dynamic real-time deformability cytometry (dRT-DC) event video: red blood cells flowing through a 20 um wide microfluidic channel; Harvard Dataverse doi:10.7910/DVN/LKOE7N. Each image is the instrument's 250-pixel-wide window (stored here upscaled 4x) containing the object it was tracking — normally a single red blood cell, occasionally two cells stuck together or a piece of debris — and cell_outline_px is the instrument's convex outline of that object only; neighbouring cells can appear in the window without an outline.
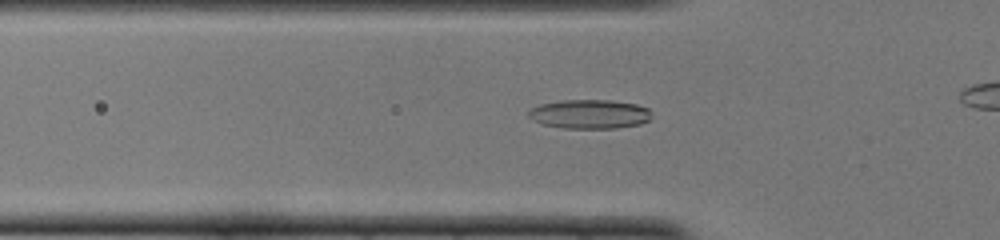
{"species": "common noctule bat (a hibernating species)", "species_latin": "Nyctalus noctula", "temperature_condition": "cold", "stored_images_in_passage": 40, "camera_frame_rate_fps": 3000, "um_per_image_px": 0.085, "animal": {"sex": "female", "body_mass_g": 22.0, "forearm_length_mm": 56.7}, "frame": {"image": 1, "passage_image": 16, "time_ms": 5.0, "image_size_px": [1000, 240], "cell_outline_px": [[652, 120], [640, 124], [616, 128], [564, 128], [544, 124], [532, 120], [528, 116], [528, 108], [540, 104], [564, 100], [608, 100], [636, 104], [648, 108], [652, 112]], "centroid_in_image_um": [50.14, 9.7], "position_along_channel_um": 75.7, "area_um2": 21.04}}
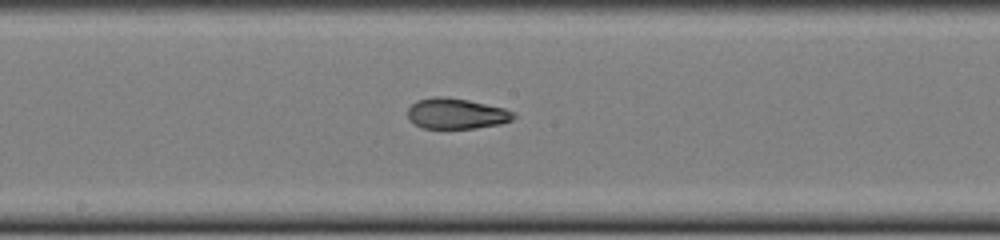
{"frame": {"image": 2, "passage_image": 26, "time_ms": 8.333, "image_size_px": [1000, 240], "cell_outline_px": [[516, 116], [512, 120], [500, 124], [476, 128], [420, 128], [408, 120], [408, 108], [416, 100], [432, 96], [448, 96], [468, 100], [504, 108], [516, 112]], "centroid_in_image_um": [38.77, 9.65], "position_along_channel_um": 209.4, "area_um2": 19.19}}
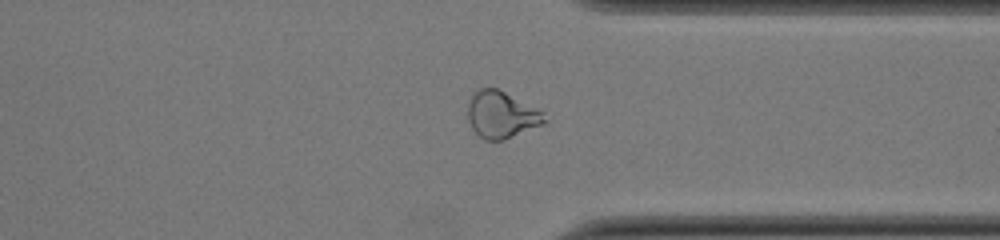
{"frame": {"image": 3, "passage_image": 38, "time_ms": 12.333, "image_size_px": [1000, 240], "cell_outline_px": [[548, 120], [544, 124], [504, 140], [484, 140], [472, 128], [468, 120], [468, 104], [472, 96], [480, 88], [496, 88], [544, 112]], "centroid_in_image_um": [42.64, 9.77], "position_along_channel_um": 368.8, "area_um2": 20.69}}